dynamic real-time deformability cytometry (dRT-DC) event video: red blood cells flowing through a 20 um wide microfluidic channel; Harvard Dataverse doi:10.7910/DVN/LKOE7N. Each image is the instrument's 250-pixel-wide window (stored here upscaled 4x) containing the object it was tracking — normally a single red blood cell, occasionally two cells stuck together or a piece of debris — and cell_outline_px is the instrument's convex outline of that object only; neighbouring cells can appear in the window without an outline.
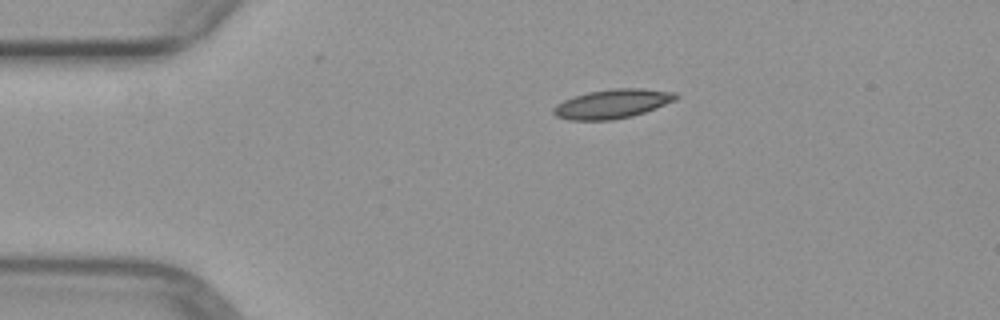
{"species": "common noctule bat (a hibernating species)", "species_latin": "Nyctalus noctula", "temperature_condition": "warm", "stored_images_in_passage": 3, "camera_frame_rate_fps": 3000, "um_per_image_px": 0.085, "animal": {"sex": "female", "body_mass_g": 29.2, "forearm_length_mm": 56.3}, "frame": {"image": 1, "passage_image": 3, "time_ms": 3.333, "image_size_px": [1000, 320], "cell_outline_px": [[680, 96], [676, 100], [656, 108], [632, 116], [612, 120], [568, 120], [556, 116], [552, 112], [552, 108], [556, 104], [572, 96], [588, 92], [612, 88], [640, 88], [676, 92]], "centroid_in_image_um": [52.04, 8.82], "position_along_channel_um": 33.0, "area_um2": 20.98}}